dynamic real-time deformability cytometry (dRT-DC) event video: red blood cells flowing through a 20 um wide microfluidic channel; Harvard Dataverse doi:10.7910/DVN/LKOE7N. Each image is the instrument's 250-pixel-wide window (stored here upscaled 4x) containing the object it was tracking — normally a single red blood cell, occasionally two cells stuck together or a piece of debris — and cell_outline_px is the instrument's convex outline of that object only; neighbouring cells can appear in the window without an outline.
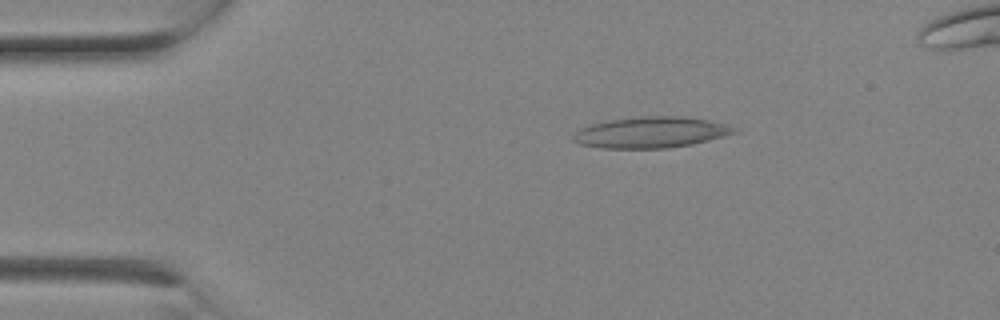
{"species": "Egyptian fruit bat (a non-hibernating species)", "species_latin": "Rousettus aegyptiacus", "temperature_condition": "room temperature", "stored_images_in_passage": 2, "camera_frame_rate_fps": 3000, "um_per_image_px": 0.085, "animal": {"sex": "female"}, "frame": {"image": 1, "passage_image": 1, "time_ms": 0.0, "image_size_px": [1000, 320], "cell_outline_px": [[740, 132], [692, 144], [664, 148], [600, 148], [580, 144], [572, 140], [572, 136], [580, 128], [588, 124], [604, 120], [640, 116], [680, 116], [708, 120], [728, 124], [740, 128]], "centroid_in_image_um": [55.33, 11.24], "position_along_channel_um": 29.7, "area_um2": 29.48}}